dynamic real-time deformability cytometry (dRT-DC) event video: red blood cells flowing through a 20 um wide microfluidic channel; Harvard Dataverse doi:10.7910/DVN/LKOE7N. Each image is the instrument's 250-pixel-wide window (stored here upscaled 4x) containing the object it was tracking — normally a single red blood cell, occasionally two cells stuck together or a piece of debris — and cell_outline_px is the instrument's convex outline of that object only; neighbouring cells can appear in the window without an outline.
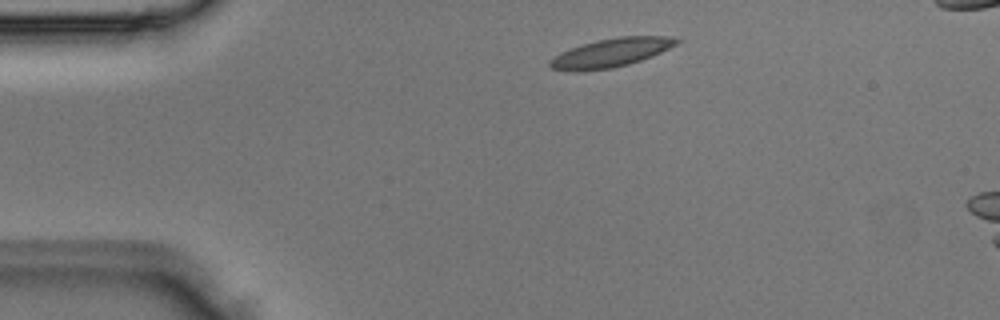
{"species": "Egyptian fruit bat (a non-hibernating species)", "species_latin": "Rousettus aegyptiacus", "temperature_condition": "room temperature", "stored_images_in_passage": 3, "camera_frame_rate_fps": 3000, "um_per_image_px": 0.085, "animal": {"sex": "male"}, "frame": {"image": 1, "passage_image": 1, "time_ms": 0.0, "image_size_px": [1000, 320], "cell_outline_px": [[680, 40], [676, 44], [652, 56], [628, 64], [612, 68], [580, 72], [576, 72], [552, 68], [548, 64], [560, 52], [596, 40], [620, 36], [668, 36]], "centroid_in_image_um": [51.92, 4.49], "position_along_channel_um": 33.1, "area_um2": 20.87}}